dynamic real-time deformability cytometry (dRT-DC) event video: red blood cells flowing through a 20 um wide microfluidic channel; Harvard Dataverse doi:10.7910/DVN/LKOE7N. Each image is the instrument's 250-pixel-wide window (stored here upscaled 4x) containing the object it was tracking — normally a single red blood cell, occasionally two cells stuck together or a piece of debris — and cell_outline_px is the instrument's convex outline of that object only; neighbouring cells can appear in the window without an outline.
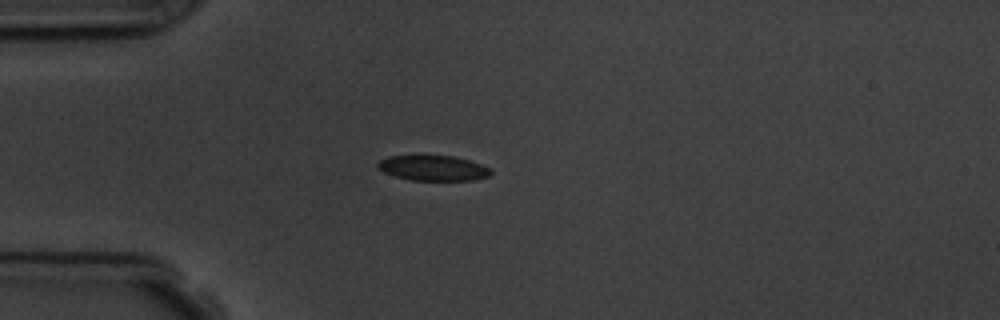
{"species": "common noctule bat (a hibernating species)", "species_latin": "Nyctalus noctula", "temperature_condition": "room temperature", "stored_images_in_passage": 5, "camera_frame_rate_fps": 3000, "um_per_image_px": 0.085, "animal": {"sex": "male", "body_mass_g": 19.5, "forearm_length_mm": 54.6}, "frame": {"image": 1, "passage_image": 2, "time_ms": 1.333, "image_size_px": [1000, 320], "cell_outline_px": [[492, 172], [488, 176], [472, 180], [408, 180], [384, 172], [376, 164], [380, 160], [388, 156], [452, 156], [468, 160], [492, 168]], "centroid_in_image_um": [36.83, 14.29], "position_along_channel_um": 48.2, "area_um2": 16.42}}